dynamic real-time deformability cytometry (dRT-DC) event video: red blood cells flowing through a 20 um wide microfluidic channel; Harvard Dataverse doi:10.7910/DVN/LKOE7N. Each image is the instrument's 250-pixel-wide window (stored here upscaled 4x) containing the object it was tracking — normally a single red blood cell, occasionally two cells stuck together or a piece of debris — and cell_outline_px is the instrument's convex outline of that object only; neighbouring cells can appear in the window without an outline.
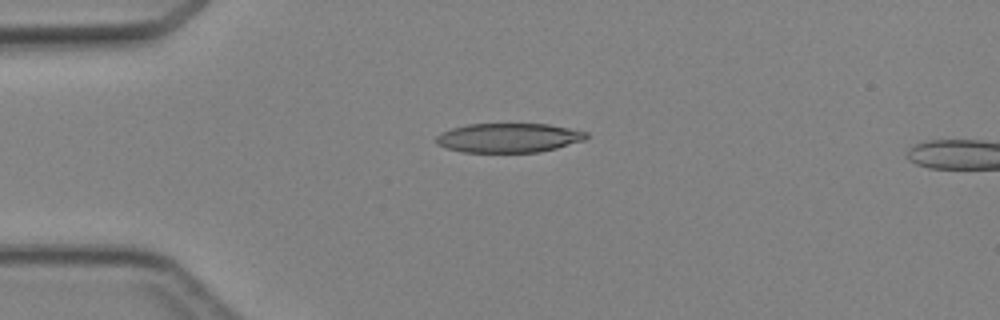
{"species": "Egyptian fruit bat (a non-hibernating species)", "species_latin": "Rousettus aegyptiacus", "temperature_condition": "cold", "stored_images_in_passage": 5, "camera_frame_rate_fps": 3000, "um_per_image_px": 0.085, "animal": {"sex": "female"}, "frame": {"image": 1, "passage_image": 3, "time_ms": 2.333, "image_size_px": [1000, 320], "cell_outline_px": [[588, 136], [584, 140], [556, 148], [540, 152], [464, 152], [448, 148], [436, 144], [436, 136], [440, 132], [452, 128], [468, 124], [548, 124], [588, 132]], "centroid_in_image_um": [43.22, 11.71], "position_along_channel_um": 41.8, "area_um2": 25.55}}
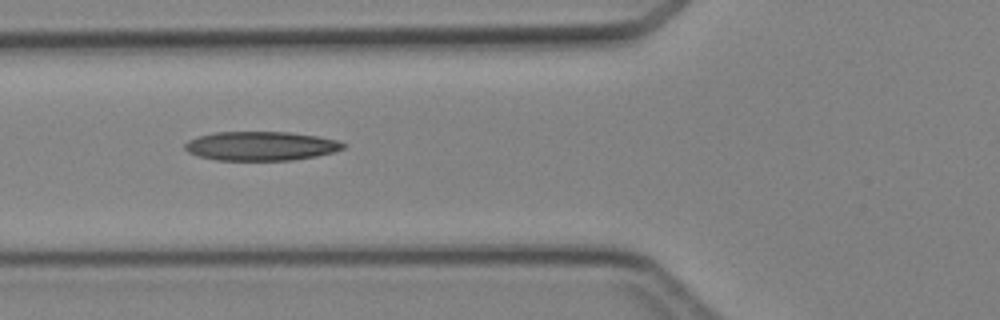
{"frame": {"image": 2, "passage_image": 5, "time_ms": 4.333, "image_size_px": [1000, 320], "cell_outline_px": [[344, 148], [332, 152], [316, 156], [292, 160], [216, 160], [200, 156], [188, 152], [184, 148], [184, 144], [188, 140], [200, 136], [216, 132], [288, 132], [316, 136], [336, 140], [344, 144]], "centroid_in_image_um": [22.14, 12.41], "position_along_channel_um": 103.7, "area_um2": 26.53}}